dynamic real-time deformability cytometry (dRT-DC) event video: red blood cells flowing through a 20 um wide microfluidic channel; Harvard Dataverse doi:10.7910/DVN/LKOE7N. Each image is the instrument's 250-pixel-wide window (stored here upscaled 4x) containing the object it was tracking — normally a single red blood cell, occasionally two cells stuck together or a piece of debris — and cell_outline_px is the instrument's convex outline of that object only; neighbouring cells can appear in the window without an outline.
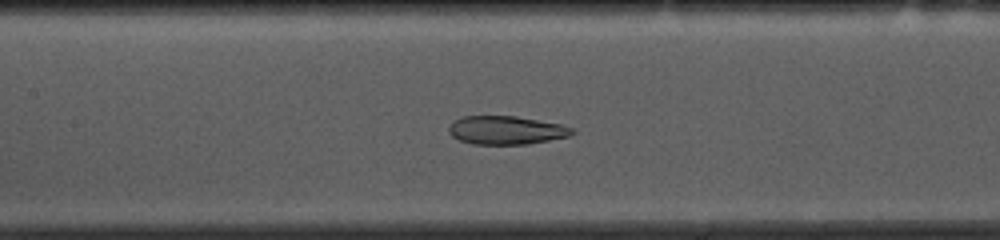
{"species": "common noctule bat (a hibernating species)", "species_latin": "Nyctalus noctula", "temperature_condition": "cold", "stored_images_in_passage": 53, "camera_frame_rate_fps": 3000, "um_per_image_px": 0.085, "animal": {"sex": "female", "body_mass_g": 10.0, "forearm_length_mm": 53.1}, "frame": {"image": 1, "passage_image": 23, "time_ms": 7.333, "image_size_px": [1000, 240], "cell_outline_px": [[576, 132], [568, 136], [528, 144], [472, 144], [460, 140], [452, 136], [448, 132], [448, 128], [460, 116], [516, 116], [560, 124], [572, 128]], "centroid_in_image_um": [43.01, 11.06], "position_along_channel_um": 164.4, "area_um2": 20.29}}
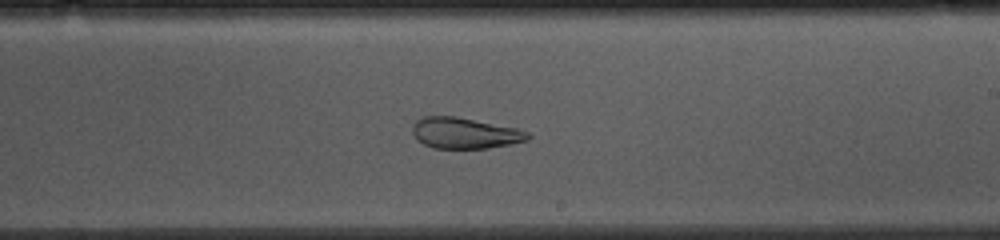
{"frame": {"image": 2, "passage_image": 30, "time_ms": 9.667, "image_size_px": [1000, 240], "cell_outline_px": [[532, 136], [528, 140], [512, 144], [488, 148], [432, 148], [416, 140], [412, 132], [412, 124], [416, 120], [424, 116], [456, 116], [516, 128], [528, 132]], "centroid_in_image_um": [39.49, 11.31], "position_along_channel_um": 249.5, "area_um2": 20.98}}
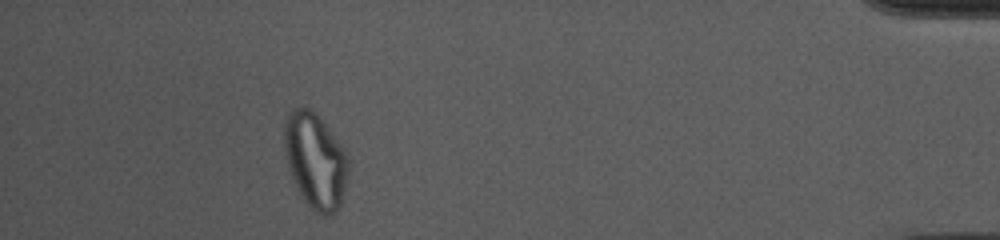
{"frame": {"image": 3, "passage_image": 48, "time_ms": 15.667, "image_size_px": [1000, 240], "cell_outline_px": [[352, 164], [348, 180], [340, 204], [336, 212], [328, 216], [324, 216], [316, 212], [304, 200], [292, 180], [284, 148], [284, 124], [288, 112], [292, 108], [308, 108], [316, 112], [344, 148], [352, 160]], "centroid_in_image_um": [26.85, 13.65], "position_along_channel_um": 408.4, "area_um2": 36.24}, "authors_computed_cell_mechanics": {"area_um2": 26.01, "velocity_mm_per_s": 3.6564, "shape_relaxation_time_tau1_ms": null, "shape_relaxation_time_tau2_ms": 1.8771, "deformation_change_tau1": null, "deformation_change_tau2": 0.0741}}